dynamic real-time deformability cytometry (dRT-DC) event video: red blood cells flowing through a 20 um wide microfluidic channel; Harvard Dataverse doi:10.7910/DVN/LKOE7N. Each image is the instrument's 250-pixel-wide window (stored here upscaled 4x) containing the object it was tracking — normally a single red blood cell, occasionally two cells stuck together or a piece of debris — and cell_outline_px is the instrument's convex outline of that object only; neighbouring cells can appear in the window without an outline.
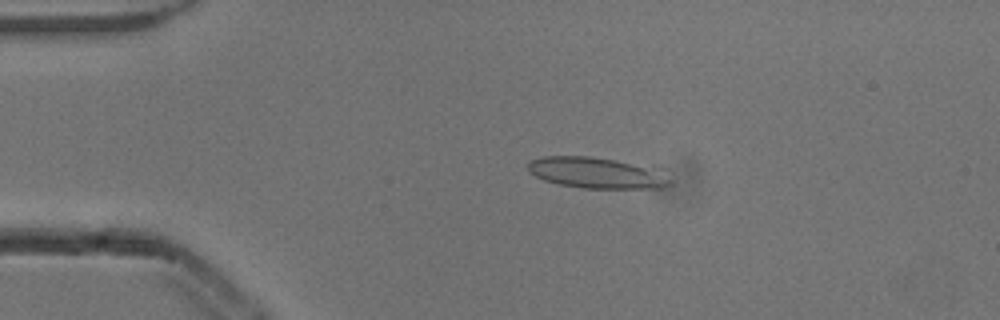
{"species": "common noctule bat (a hibernating species)", "species_latin": "Nyctalus noctula", "temperature_condition": "cold", "stored_images_in_passage": 15, "camera_frame_rate_fps": 3000, "um_per_image_px": 0.085, "animal": {"sex": "male", "body_mass_g": 13.3}, "frame": {"image": 1, "passage_image": 11, "time_ms": 3.333, "image_size_px": [1000, 320], "cell_outline_px": [[672, 184], [660, 188], [584, 188], [560, 184], [544, 180], [528, 172], [528, 164], [532, 160], [544, 156], [588, 156], [668, 168], [672, 180]], "centroid_in_image_um": [50.89, 14.68], "position_along_channel_um": 34.1, "area_um2": 26.36}}